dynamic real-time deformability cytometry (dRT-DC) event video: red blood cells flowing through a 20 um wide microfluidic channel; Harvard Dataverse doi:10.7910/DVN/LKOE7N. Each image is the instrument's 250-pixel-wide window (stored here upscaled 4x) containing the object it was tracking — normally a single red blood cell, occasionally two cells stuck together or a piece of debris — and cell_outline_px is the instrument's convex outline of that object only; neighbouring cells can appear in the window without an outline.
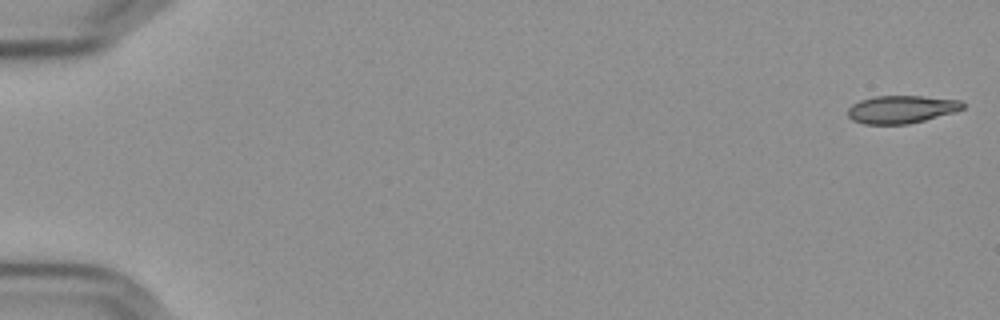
{"species": "Egyptian fruit bat (a non-hibernating species)", "species_latin": "Rousettus aegyptiacus", "temperature_condition": "cold", "stored_images_in_passage": 16, "camera_frame_rate_fps": 3000, "um_per_image_px": 0.085, "frame": {"image": 1, "passage_image": 1, "time_ms": 0.0, "image_size_px": [1000, 320], "cell_outline_px": [[964, 108], [956, 112], [908, 124], [864, 124], [852, 120], [848, 116], [848, 108], [852, 104], [860, 100], [872, 96], [924, 96], [960, 100], [964, 104]], "centroid_in_image_um": [76.62, 9.29], "position_along_channel_um": 8.4, "area_um2": 18.73}}
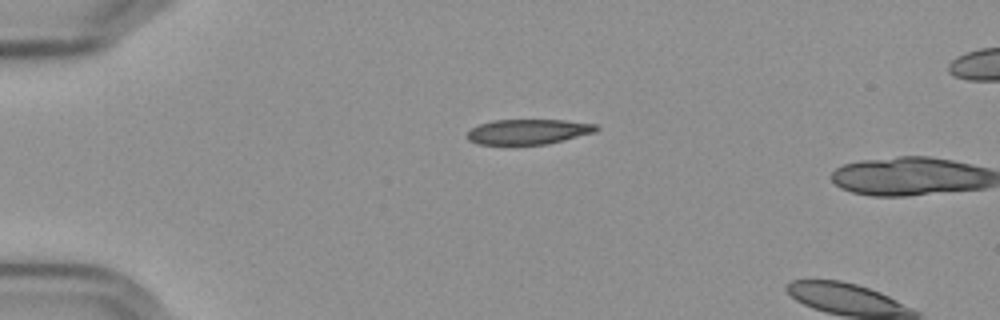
{"frame": {"image": 2, "passage_image": 14, "time_ms": 4.333, "image_size_px": [1000, 320], "cell_outline_px": [[600, 128], [596, 132], [548, 144], [476, 144], [468, 140], [468, 132], [472, 128], [480, 124], [492, 120], [564, 120], [596, 124]], "centroid_in_image_um": [44.93, 11.19], "position_along_channel_um": 40.1, "area_um2": 18.84}}